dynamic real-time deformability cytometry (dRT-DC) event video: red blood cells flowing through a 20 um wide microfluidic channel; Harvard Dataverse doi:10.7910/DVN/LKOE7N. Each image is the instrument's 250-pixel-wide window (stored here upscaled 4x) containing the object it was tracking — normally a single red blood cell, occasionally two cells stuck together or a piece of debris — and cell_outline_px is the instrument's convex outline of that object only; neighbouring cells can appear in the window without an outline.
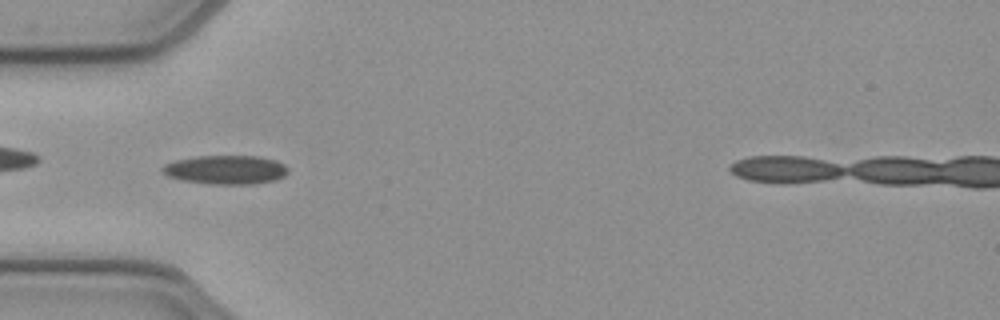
{"species": "common noctule bat (a hibernating species)", "species_latin": "Nyctalus noctula", "temperature_condition": "cold", "stored_images_in_passage": 36, "camera_frame_rate_fps": 3000, "um_per_image_px": 0.085, "animal": {"sex": "female", "body_mass_g": 21.9}, "frame": {"image": 1, "passage_image": 3, "time_ms": 0.667, "image_size_px": [1000, 320], "cell_outline_px": [[288, 172], [284, 176], [276, 180], [252, 184], [208, 184], [184, 180], [168, 176], [160, 168], [164, 164], [176, 160], [196, 156], [260, 156], [276, 160], [284, 164], [288, 168]], "centroid_in_image_um": [19.22, 14.42], "position_along_channel_um": 65.8, "area_um2": 21.21}}
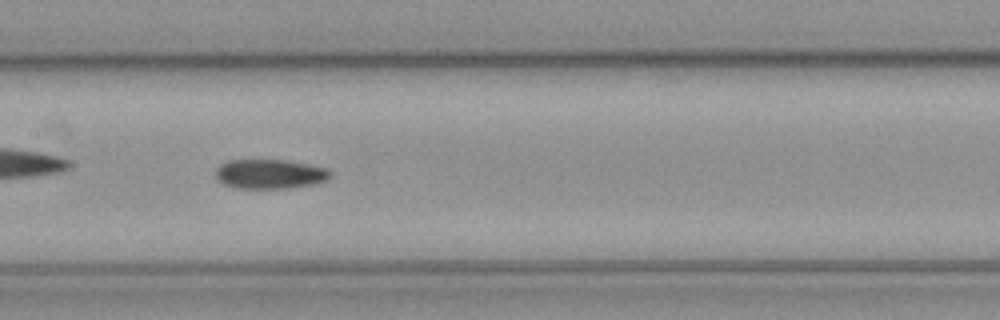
{"frame": {"image": 2, "passage_image": 12, "time_ms": 3.667, "image_size_px": [1000, 320], "cell_outline_px": [[332, 176], [328, 180], [312, 184], [288, 188], [240, 188], [224, 184], [216, 180], [216, 168], [220, 164], [228, 160], [288, 160], [312, 164], [328, 168], [332, 172]], "centroid_in_image_um": [22.98, 14.78], "position_along_channel_um": 184.4, "area_um2": 19.94}}
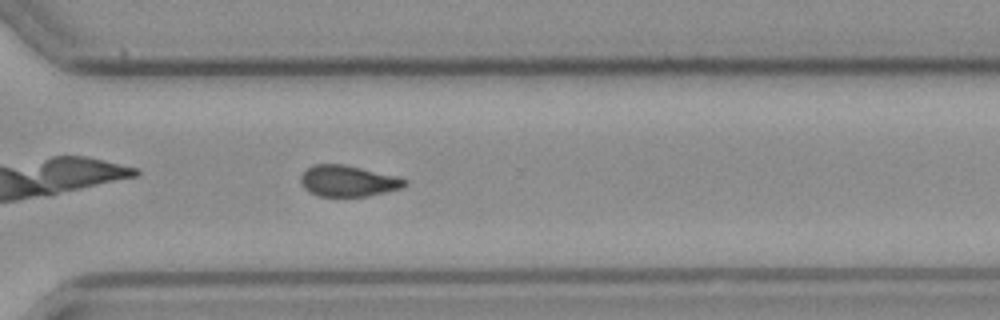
{"frame": {"image": 3, "passage_image": 24, "time_ms": 7.667, "image_size_px": [1000, 320], "cell_outline_px": [[408, 184], [400, 188], [368, 196], [320, 196], [308, 192], [304, 188], [300, 180], [300, 176], [312, 164], [344, 164], [400, 176], [408, 180]], "centroid_in_image_um": [29.6, 15.37], "position_along_channel_um": 341.0, "area_um2": 19.02}}